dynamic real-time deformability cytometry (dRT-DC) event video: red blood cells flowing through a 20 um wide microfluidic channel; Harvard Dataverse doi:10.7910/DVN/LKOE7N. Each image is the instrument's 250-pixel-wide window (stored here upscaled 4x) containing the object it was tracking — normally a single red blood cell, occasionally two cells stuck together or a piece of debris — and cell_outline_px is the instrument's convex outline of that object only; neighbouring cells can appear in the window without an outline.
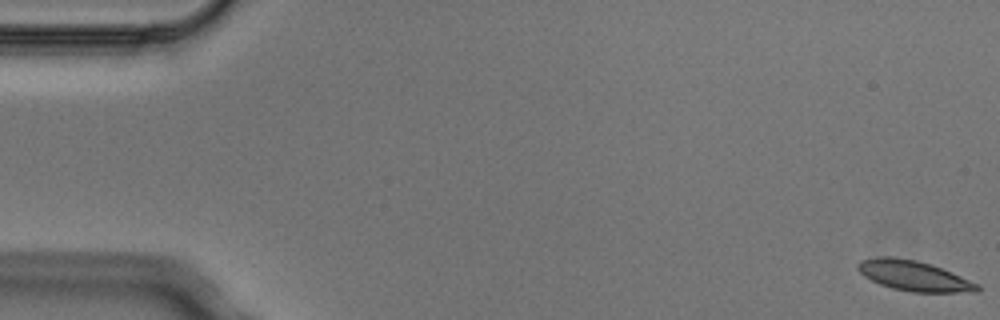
{"species": "Egyptian fruit bat (a non-hibernating species)", "species_latin": "Rousettus aegyptiacus", "temperature_condition": "cold", "stored_images_in_passage": 5, "camera_frame_rate_fps": 3000, "um_per_image_px": 0.085, "animal": {"sex": "male"}, "frame": {"image": 1, "passage_image": 1, "time_ms": 0.0, "image_size_px": [1000, 320], "cell_outline_px": [[980, 292], [912, 292], [892, 288], [880, 284], [864, 276], [856, 268], [856, 264], [860, 260], [880, 256], [892, 256], [916, 260], [932, 264], [980, 284]], "centroid_in_image_um": [77.68, 23.43], "position_along_channel_um": 7.3, "area_um2": 21.15}}
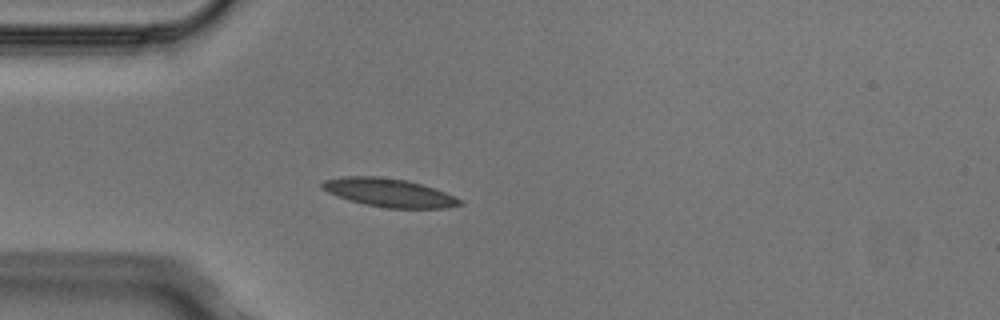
{"frame": {"image": 2, "passage_image": 5, "time_ms": 1.333, "image_size_px": [1000, 320], "cell_outline_px": [[464, 204], [448, 208], [388, 208], [364, 204], [348, 200], [328, 192], [320, 188], [320, 184], [324, 180], [344, 176], [380, 176], [408, 180], [444, 192], [464, 200]], "centroid_in_image_um": [33.07, 16.37], "position_along_channel_um": 51.9, "area_um2": 22.89}}